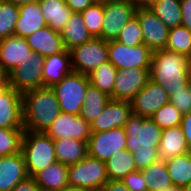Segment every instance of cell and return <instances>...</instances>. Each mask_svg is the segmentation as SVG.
I'll use <instances>...</instances> for the list:
<instances>
[{
	"label": "cell",
	"mask_w": 191,
	"mask_h": 191,
	"mask_svg": "<svg viewBox=\"0 0 191 191\" xmlns=\"http://www.w3.org/2000/svg\"><path fill=\"white\" fill-rule=\"evenodd\" d=\"M83 21L80 13L73 12L66 26L61 30L60 36L66 50H71L73 47L84 44L92 38Z\"/></svg>",
	"instance_id": "cell-27"
},
{
	"label": "cell",
	"mask_w": 191,
	"mask_h": 191,
	"mask_svg": "<svg viewBox=\"0 0 191 191\" xmlns=\"http://www.w3.org/2000/svg\"><path fill=\"white\" fill-rule=\"evenodd\" d=\"M167 50L174 51L184 55L187 58L191 57V30L183 26H177L169 29Z\"/></svg>",
	"instance_id": "cell-34"
},
{
	"label": "cell",
	"mask_w": 191,
	"mask_h": 191,
	"mask_svg": "<svg viewBox=\"0 0 191 191\" xmlns=\"http://www.w3.org/2000/svg\"><path fill=\"white\" fill-rule=\"evenodd\" d=\"M182 18L181 26L191 30V0H180Z\"/></svg>",
	"instance_id": "cell-42"
},
{
	"label": "cell",
	"mask_w": 191,
	"mask_h": 191,
	"mask_svg": "<svg viewBox=\"0 0 191 191\" xmlns=\"http://www.w3.org/2000/svg\"><path fill=\"white\" fill-rule=\"evenodd\" d=\"M0 128L24 129L22 94L9 85L0 90Z\"/></svg>",
	"instance_id": "cell-17"
},
{
	"label": "cell",
	"mask_w": 191,
	"mask_h": 191,
	"mask_svg": "<svg viewBox=\"0 0 191 191\" xmlns=\"http://www.w3.org/2000/svg\"><path fill=\"white\" fill-rule=\"evenodd\" d=\"M21 153L24 157L29 177L56 162L54 140L45 132L24 131Z\"/></svg>",
	"instance_id": "cell-4"
},
{
	"label": "cell",
	"mask_w": 191,
	"mask_h": 191,
	"mask_svg": "<svg viewBox=\"0 0 191 191\" xmlns=\"http://www.w3.org/2000/svg\"><path fill=\"white\" fill-rule=\"evenodd\" d=\"M189 74H190V81H191V57L189 58Z\"/></svg>",
	"instance_id": "cell-53"
},
{
	"label": "cell",
	"mask_w": 191,
	"mask_h": 191,
	"mask_svg": "<svg viewBox=\"0 0 191 191\" xmlns=\"http://www.w3.org/2000/svg\"><path fill=\"white\" fill-rule=\"evenodd\" d=\"M89 83L88 75L72 71L51 87L55 92L61 112L80 115Z\"/></svg>",
	"instance_id": "cell-5"
},
{
	"label": "cell",
	"mask_w": 191,
	"mask_h": 191,
	"mask_svg": "<svg viewBox=\"0 0 191 191\" xmlns=\"http://www.w3.org/2000/svg\"><path fill=\"white\" fill-rule=\"evenodd\" d=\"M135 16L141 26L144 45L152 52L165 49L169 32L167 26L149 8L137 7Z\"/></svg>",
	"instance_id": "cell-12"
},
{
	"label": "cell",
	"mask_w": 191,
	"mask_h": 191,
	"mask_svg": "<svg viewBox=\"0 0 191 191\" xmlns=\"http://www.w3.org/2000/svg\"><path fill=\"white\" fill-rule=\"evenodd\" d=\"M24 129L0 128V156L21 152Z\"/></svg>",
	"instance_id": "cell-37"
},
{
	"label": "cell",
	"mask_w": 191,
	"mask_h": 191,
	"mask_svg": "<svg viewBox=\"0 0 191 191\" xmlns=\"http://www.w3.org/2000/svg\"><path fill=\"white\" fill-rule=\"evenodd\" d=\"M39 4L47 26L61 32L73 13L65 0H39Z\"/></svg>",
	"instance_id": "cell-25"
},
{
	"label": "cell",
	"mask_w": 191,
	"mask_h": 191,
	"mask_svg": "<svg viewBox=\"0 0 191 191\" xmlns=\"http://www.w3.org/2000/svg\"><path fill=\"white\" fill-rule=\"evenodd\" d=\"M25 38L11 35L0 40V70L10 74L31 52Z\"/></svg>",
	"instance_id": "cell-18"
},
{
	"label": "cell",
	"mask_w": 191,
	"mask_h": 191,
	"mask_svg": "<svg viewBox=\"0 0 191 191\" xmlns=\"http://www.w3.org/2000/svg\"><path fill=\"white\" fill-rule=\"evenodd\" d=\"M58 191H90V190H88L86 188L78 187V186L67 185Z\"/></svg>",
	"instance_id": "cell-48"
},
{
	"label": "cell",
	"mask_w": 191,
	"mask_h": 191,
	"mask_svg": "<svg viewBox=\"0 0 191 191\" xmlns=\"http://www.w3.org/2000/svg\"><path fill=\"white\" fill-rule=\"evenodd\" d=\"M170 102L166 90L149 80L142 90L130 101L132 114L151 117L158 109Z\"/></svg>",
	"instance_id": "cell-15"
},
{
	"label": "cell",
	"mask_w": 191,
	"mask_h": 191,
	"mask_svg": "<svg viewBox=\"0 0 191 191\" xmlns=\"http://www.w3.org/2000/svg\"><path fill=\"white\" fill-rule=\"evenodd\" d=\"M45 133L53 140L71 138L88 142L90 124L80 116L61 112Z\"/></svg>",
	"instance_id": "cell-14"
},
{
	"label": "cell",
	"mask_w": 191,
	"mask_h": 191,
	"mask_svg": "<svg viewBox=\"0 0 191 191\" xmlns=\"http://www.w3.org/2000/svg\"><path fill=\"white\" fill-rule=\"evenodd\" d=\"M108 180H122L129 173L137 171L133 153L127 149L119 150L106 162Z\"/></svg>",
	"instance_id": "cell-28"
},
{
	"label": "cell",
	"mask_w": 191,
	"mask_h": 191,
	"mask_svg": "<svg viewBox=\"0 0 191 191\" xmlns=\"http://www.w3.org/2000/svg\"><path fill=\"white\" fill-rule=\"evenodd\" d=\"M183 114L172 104L167 103L158 109L151 119L163 130L181 124Z\"/></svg>",
	"instance_id": "cell-38"
},
{
	"label": "cell",
	"mask_w": 191,
	"mask_h": 191,
	"mask_svg": "<svg viewBox=\"0 0 191 191\" xmlns=\"http://www.w3.org/2000/svg\"><path fill=\"white\" fill-rule=\"evenodd\" d=\"M7 85H8L7 75L0 70V90H2Z\"/></svg>",
	"instance_id": "cell-49"
},
{
	"label": "cell",
	"mask_w": 191,
	"mask_h": 191,
	"mask_svg": "<svg viewBox=\"0 0 191 191\" xmlns=\"http://www.w3.org/2000/svg\"><path fill=\"white\" fill-rule=\"evenodd\" d=\"M104 20L100 38L116 40L121 29L135 16L137 4L131 0H107L103 2Z\"/></svg>",
	"instance_id": "cell-9"
},
{
	"label": "cell",
	"mask_w": 191,
	"mask_h": 191,
	"mask_svg": "<svg viewBox=\"0 0 191 191\" xmlns=\"http://www.w3.org/2000/svg\"><path fill=\"white\" fill-rule=\"evenodd\" d=\"M109 100L110 97L106 93L89 83L79 116L90 124L103 111Z\"/></svg>",
	"instance_id": "cell-29"
},
{
	"label": "cell",
	"mask_w": 191,
	"mask_h": 191,
	"mask_svg": "<svg viewBox=\"0 0 191 191\" xmlns=\"http://www.w3.org/2000/svg\"><path fill=\"white\" fill-rule=\"evenodd\" d=\"M4 1L11 2L14 5L21 6V5H25V4H28V3L36 2L38 0H4Z\"/></svg>",
	"instance_id": "cell-50"
},
{
	"label": "cell",
	"mask_w": 191,
	"mask_h": 191,
	"mask_svg": "<svg viewBox=\"0 0 191 191\" xmlns=\"http://www.w3.org/2000/svg\"><path fill=\"white\" fill-rule=\"evenodd\" d=\"M104 191H130L122 180H109L103 187Z\"/></svg>",
	"instance_id": "cell-46"
},
{
	"label": "cell",
	"mask_w": 191,
	"mask_h": 191,
	"mask_svg": "<svg viewBox=\"0 0 191 191\" xmlns=\"http://www.w3.org/2000/svg\"><path fill=\"white\" fill-rule=\"evenodd\" d=\"M131 115L130 101L110 99L103 111L90 123L91 132L124 127Z\"/></svg>",
	"instance_id": "cell-16"
},
{
	"label": "cell",
	"mask_w": 191,
	"mask_h": 191,
	"mask_svg": "<svg viewBox=\"0 0 191 191\" xmlns=\"http://www.w3.org/2000/svg\"><path fill=\"white\" fill-rule=\"evenodd\" d=\"M153 52L144 44L128 47L116 40L108 41V60L120 69H150Z\"/></svg>",
	"instance_id": "cell-10"
},
{
	"label": "cell",
	"mask_w": 191,
	"mask_h": 191,
	"mask_svg": "<svg viewBox=\"0 0 191 191\" xmlns=\"http://www.w3.org/2000/svg\"><path fill=\"white\" fill-rule=\"evenodd\" d=\"M19 16V6L0 0V40L14 35Z\"/></svg>",
	"instance_id": "cell-35"
},
{
	"label": "cell",
	"mask_w": 191,
	"mask_h": 191,
	"mask_svg": "<svg viewBox=\"0 0 191 191\" xmlns=\"http://www.w3.org/2000/svg\"><path fill=\"white\" fill-rule=\"evenodd\" d=\"M54 150L57 161L65 165L75 164L88 155L87 142L71 138L54 140Z\"/></svg>",
	"instance_id": "cell-26"
},
{
	"label": "cell",
	"mask_w": 191,
	"mask_h": 191,
	"mask_svg": "<svg viewBox=\"0 0 191 191\" xmlns=\"http://www.w3.org/2000/svg\"><path fill=\"white\" fill-rule=\"evenodd\" d=\"M180 126L191 151V112L183 114Z\"/></svg>",
	"instance_id": "cell-43"
},
{
	"label": "cell",
	"mask_w": 191,
	"mask_h": 191,
	"mask_svg": "<svg viewBox=\"0 0 191 191\" xmlns=\"http://www.w3.org/2000/svg\"><path fill=\"white\" fill-rule=\"evenodd\" d=\"M95 2H105L107 0H94Z\"/></svg>",
	"instance_id": "cell-54"
},
{
	"label": "cell",
	"mask_w": 191,
	"mask_h": 191,
	"mask_svg": "<svg viewBox=\"0 0 191 191\" xmlns=\"http://www.w3.org/2000/svg\"><path fill=\"white\" fill-rule=\"evenodd\" d=\"M116 41L128 47L144 44L141 26L136 16L130 19L121 29Z\"/></svg>",
	"instance_id": "cell-39"
},
{
	"label": "cell",
	"mask_w": 191,
	"mask_h": 191,
	"mask_svg": "<svg viewBox=\"0 0 191 191\" xmlns=\"http://www.w3.org/2000/svg\"><path fill=\"white\" fill-rule=\"evenodd\" d=\"M24 131L45 132L61 113L51 87L32 89L22 94Z\"/></svg>",
	"instance_id": "cell-2"
},
{
	"label": "cell",
	"mask_w": 191,
	"mask_h": 191,
	"mask_svg": "<svg viewBox=\"0 0 191 191\" xmlns=\"http://www.w3.org/2000/svg\"><path fill=\"white\" fill-rule=\"evenodd\" d=\"M150 80V69H120L110 99L131 101Z\"/></svg>",
	"instance_id": "cell-13"
},
{
	"label": "cell",
	"mask_w": 191,
	"mask_h": 191,
	"mask_svg": "<svg viewBox=\"0 0 191 191\" xmlns=\"http://www.w3.org/2000/svg\"><path fill=\"white\" fill-rule=\"evenodd\" d=\"M72 12L80 13L95 3L94 0H65Z\"/></svg>",
	"instance_id": "cell-45"
},
{
	"label": "cell",
	"mask_w": 191,
	"mask_h": 191,
	"mask_svg": "<svg viewBox=\"0 0 191 191\" xmlns=\"http://www.w3.org/2000/svg\"><path fill=\"white\" fill-rule=\"evenodd\" d=\"M13 191H42L36 183L34 177H27L25 180L19 182Z\"/></svg>",
	"instance_id": "cell-44"
},
{
	"label": "cell",
	"mask_w": 191,
	"mask_h": 191,
	"mask_svg": "<svg viewBox=\"0 0 191 191\" xmlns=\"http://www.w3.org/2000/svg\"><path fill=\"white\" fill-rule=\"evenodd\" d=\"M47 26L42 15L39 0L19 6V16L14 28V35L26 38Z\"/></svg>",
	"instance_id": "cell-21"
},
{
	"label": "cell",
	"mask_w": 191,
	"mask_h": 191,
	"mask_svg": "<svg viewBox=\"0 0 191 191\" xmlns=\"http://www.w3.org/2000/svg\"><path fill=\"white\" fill-rule=\"evenodd\" d=\"M42 191H58L68 184V165L59 161L47 166L34 176Z\"/></svg>",
	"instance_id": "cell-24"
},
{
	"label": "cell",
	"mask_w": 191,
	"mask_h": 191,
	"mask_svg": "<svg viewBox=\"0 0 191 191\" xmlns=\"http://www.w3.org/2000/svg\"><path fill=\"white\" fill-rule=\"evenodd\" d=\"M105 162L87 155L81 161L68 165V184L90 191L102 190L108 182Z\"/></svg>",
	"instance_id": "cell-6"
},
{
	"label": "cell",
	"mask_w": 191,
	"mask_h": 191,
	"mask_svg": "<svg viewBox=\"0 0 191 191\" xmlns=\"http://www.w3.org/2000/svg\"><path fill=\"white\" fill-rule=\"evenodd\" d=\"M44 59L41 54L31 51L23 62L7 75L8 85L21 94L43 87Z\"/></svg>",
	"instance_id": "cell-7"
},
{
	"label": "cell",
	"mask_w": 191,
	"mask_h": 191,
	"mask_svg": "<svg viewBox=\"0 0 191 191\" xmlns=\"http://www.w3.org/2000/svg\"><path fill=\"white\" fill-rule=\"evenodd\" d=\"M87 148L88 155L106 162L116 152L127 148L124 127L101 132H91Z\"/></svg>",
	"instance_id": "cell-11"
},
{
	"label": "cell",
	"mask_w": 191,
	"mask_h": 191,
	"mask_svg": "<svg viewBox=\"0 0 191 191\" xmlns=\"http://www.w3.org/2000/svg\"><path fill=\"white\" fill-rule=\"evenodd\" d=\"M80 14L92 38H100L104 20L103 2H95L93 5L80 12Z\"/></svg>",
	"instance_id": "cell-36"
},
{
	"label": "cell",
	"mask_w": 191,
	"mask_h": 191,
	"mask_svg": "<svg viewBox=\"0 0 191 191\" xmlns=\"http://www.w3.org/2000/svg\"><path fill=\"white\" fill-rule=\"evenodd\" d=\"M148 191H162L173 186L165 161L159 160L141 170Z\"/></svg>",
	"instance_id": "cell-31"
},
{
	"label": "cell",
	"mask_w": 191,
	"mask_h": 191,
	"mask_svg": "<svg viewBox=\"0 0 191 191\" xmlns=\"http://www.w3.org/2000/svg\"><path fill=\"white\" fill-rule=\"evenodd\" d=\"M127 150L133 153L137 170L160 160L158 147L162 129L151 119L132 114L124 125Z\"/></svg>",
	"instance_id": "cell-1"
},
{
	"label": "cell",
	"mask_w": 191,
	"mask_h": 191,
	"mask_svg": "<svg viewBox=\"0 0 191 191\" xmlns=\"http://www.w3.org/2000/svg\"><path fill=\"white\" fill-rule=\"evenodd\" d=\"M173 185L183 188L191 183V152L165 160Z\"/></svg>",
	"instance_id": "cell-30"
},
{
	"label": "cell",
	"mask_w": 191,
	"mask_h": 191,
	"mask_svg": "<svg viewBox=\"0 0 191 191\" xmlns=\"http://www.w3.org/2000/svg\"><path fill=\"white\" fill-rule=\"evenodd\" d=\"M122 182L130 191H148L143 174L139 170L129 173Z\"/></svg>",
	"instance_id": "cell-41"
},
{
	"label": "cell",
	"mask_w": 191,
	"mask_h": 191,
	"mask_svg": "<svg viewBox=\"0 0 191 191\" xmlns=\"http://www.w3.org/2000/svg\"><path fill=\"white\" fill-rule=\"evenodd\" d=\"M158 0H137L135 3L137 4V7L140 8H149L154 3H156Z\"/></svg>",
	"instance_id": "cell-47"
},
{
	"label": "cell",
	"mask_w": 191,
	"mask_h": 191,
	"mask_svg": "<svg viewBox=\"0 0 191 191\" xmlns=\"http://www.w3.org/2000/svg\"><path fill=\"white\" fill-rule=\"evenodd\" d=\"M69 51L73 72L89 75L102 63L109 61L108 41L101 38H91Z\"/></svg>",
	"instance_id": "cell-8"
},
{
	"label": "cell",
	"mask_w": 191,
	"mask_h": 191,
	"mask_svg": "<svg viewBox=\"0 0 191 191\" xmlns=\"http://www.w3.org/2000/svg\"><path fill=\"white\" fill-rule=\"evenodd\" d=\"M191 152L182 132L181 126L163 129L158 155L160 160H167L172 157Z\"/></svg>",
	"instance_id": "cell-23"
},
{
	"label": "cell",
	"mask_w": 191,
	"mask_h": 191,
	"mask_svg": "<svg viewBox=\"0 0 191 191\" xmlns=\"http://www.w3.org/2000/svg\"><path fill=\"white\" fill-rule=\"evenodd\" d=\"M72 72L70 51L45 57L43 65V87H52Z\"/></svg>",
	"instance_id": "cell-22"
},
{
	"label": "cell",
	"mask_w": 191,
	"mask_h": 191,
	"mask_svg": "<svg viewBox=\"0 0 191 191\" xmlns=\"http://www.w3.org/2000/svg\"><path fill=\"white\" fill-rule=\"evenodd\" d=\"M28 177L21 152L0 156V191H13L14 187Z\"/></svg>",
	"instance_id": "cell-19"
},
{
	"label": "cell",
	"mask_w": 191,
	"mask_h": 191,
	"mask_svg": "<svg viewBox=\"0 0 191 191\" xmlns=\"http://www.w3.org/2000/svg\"><path fill=\"white\" fill-rule=\"evenodd\" d=\"M149 9L168 29L181 25L182 11L180 0H158Z\"/></svg>",
	"instance_id": "cell-32"
},
{
	"label": "cell",
	"mask_w": 191,
	"mask_h": 191,
	"mask_svg": "<svg viewBox=\"0 0 191 191\" xmlns=\"http://www.w3.org/2000/svg\"><path fill=\"white\" fill-rule=\"evenodd\" d=\"M25 39L31 50L43 57L63 53L66 50L60 32L54 31L49 26L39 29Z\"/></svg>",
	"instance_id": "cell-20"
},
{
	"label": "cell",
	"mask_w": 191,
	"mask_h": 191,
	"mask_svg": "<svg viewBox=\"0 0 191 191\" xmlns=\"http://www.w3.org/2000/svg\"><path fill=\"white\" fill-rule=\"evenodd\" d=\"M170 103L182 114L191 112V81L182 90L170 97Z\"/></svg>",
	"instance_id": "cell-40"
},
{
	"label": "cell",
	"mask_w": 191,
	"mask_h": 191,
	"mask_svg": "<svg viewBox=\"0 0 191 191\" xmlns=\"http://www.w3.org/2000/svg\"><path fill=\"white\" fill-rule=\"evenodd\" d=\"M181 191H191V183L188 184L187 186L181 188Z\"/></svg>",
	"instance_id": "cell-52"
},
{
	"label": "cell",
	"mask_w": 191,
	"mask_h": 191,
	"mask_svg": "<svg viewBox=\"0 0 191 191\" xmlns=\"http://www.w3.org/2000/svg\"><path fill=\"white\" fill-rule=\"evenodd\" d=\"M150 80L162 86L169 98L190 82L189 58L174 51H154L150 67Z\"/></svg>",
	"instance_id": "cell-3"
},
{
	"label": "cell",
	"mask_w": 191,
	"mask_h": 191,
	"mask_svg": "<svg viewBox=\"0 0 191 191\" xmlns=\"http://www.w3.org/2000/svg\"><path fill=\"white\" fill-rule=\"evenodd\" d=\"M164 191H181V188L173 185L171 187H167L166 189H164Z\"/></svg>",
	"instance_id": "cell-51"
},
{
	"label": "cell",
	"mask_w": 191,
	"mask_h": 191,
	"mask_svg": "<svg viewBox=\"0 0 191 191\" xmlns=\"http://www.w3.org/2000/svg\"><path fill=\"white\" fill-rule=\"evenodd\" d=\"M118 69L109 61L102 63L89 75V81L109 97L113 94Z\"/></svg>",
	"instance_id": "cell-33"
}]
</instances>
